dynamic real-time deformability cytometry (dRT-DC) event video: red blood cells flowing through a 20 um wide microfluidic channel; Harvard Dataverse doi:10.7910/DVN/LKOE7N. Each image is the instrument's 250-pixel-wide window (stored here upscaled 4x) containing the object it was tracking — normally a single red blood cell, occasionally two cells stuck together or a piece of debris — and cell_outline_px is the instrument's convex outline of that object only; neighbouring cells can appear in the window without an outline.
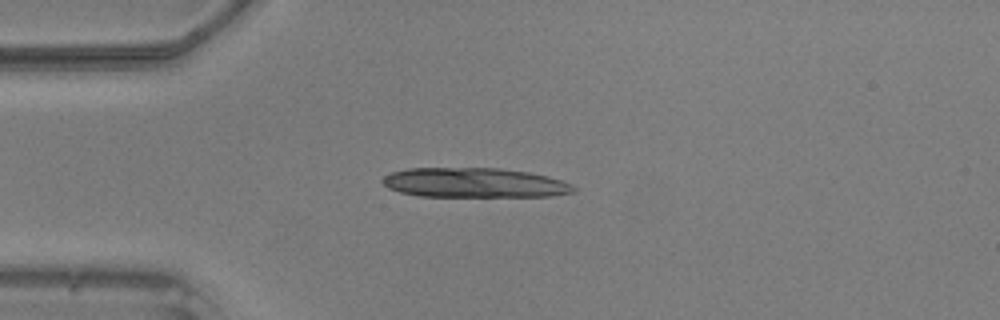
{"species": "common noctule bat (a hibernating species)", "species_latin": "Nyctalus noctula", "temperature_condition": "warm", "stored_images_in_passage": 4, "camera_frame_rate_fps": 3000, "um_per_image_px": 0.085, "animal": {"sex": "male", "body_mass_g": 20.5, "forearm_length_mm": 52.5}, "frame": {"image": 1, "passage_image": 1, "time_ms": 0.0, "image_size_px": [1000, 320], "cell_outline_px": [[576, 188], [572, 192], [552, 196], [420, 196], [400, 192], [388, 188], [380, 180], [384, 176], [392, 172], [408, 168], [500, 168], [528, 172], [548, 176], [572, 184]], "centroid_in_image_um": [40.3, 15.53], "position_along_channel_um": 44.7, "area_um2": 32.95}}